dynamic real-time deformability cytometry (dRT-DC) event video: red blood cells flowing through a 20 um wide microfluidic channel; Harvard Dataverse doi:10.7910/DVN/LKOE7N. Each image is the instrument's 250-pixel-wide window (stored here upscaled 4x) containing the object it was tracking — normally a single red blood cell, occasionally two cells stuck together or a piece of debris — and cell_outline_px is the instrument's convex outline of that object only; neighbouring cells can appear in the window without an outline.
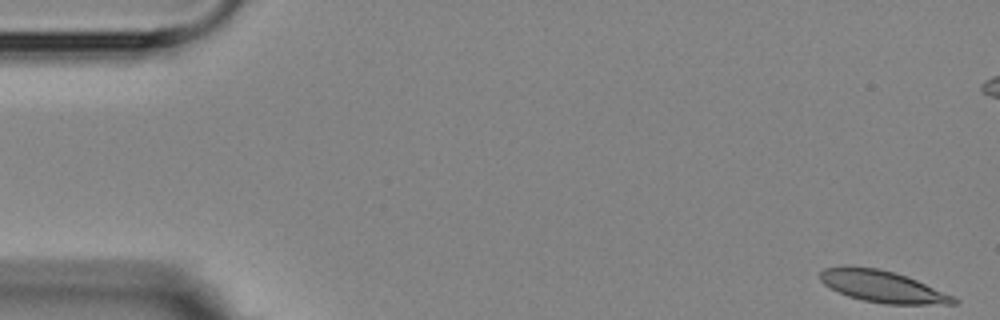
{"species": "Egyptian fruit bat (a non-hibernating species)", "species_latin": "Rousettus aegyptiacus", "temperature_condition": "room temperature", "stored_images_in_passage": 6, "camera_frame_rate_fps": 3000, "um_per_image_px": 0.085, "animal": {"sex": "female"}, "frame": {"image": 1, "passage_image": 1, "time_ms": 0.0, "image_size_px": [1000, 320], "cell_outline_px": [[960, 300], [956, 304], [884, 304], [864, 300], [848, 296], [824, 284], [820, 280], [820, 272], [824, 268], [876, 268], [892, 272], [916, 280], [952, 296]], "centroid_in_image_um": [75.04, 24.39], "position_along_channel_um": 10.0, "area_um2": 23.7}}
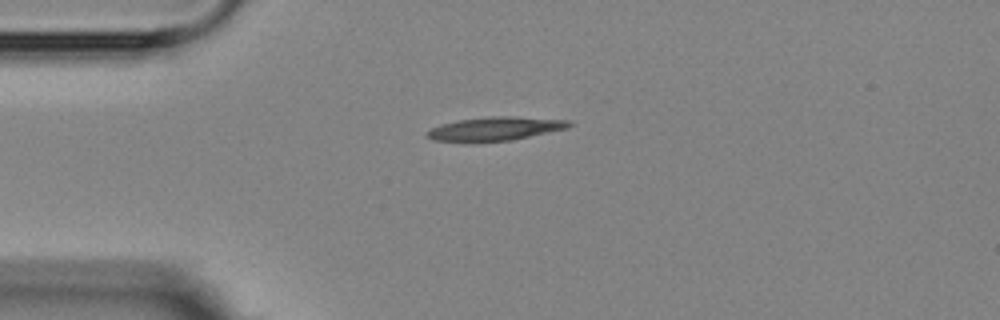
{"frame": {"image": 2, "passage_image": 6, "time_ms": 6.0, "image_size_px": [1000, 320], "cell_outline_px": [[572, 124], [568, 128], [512, 140], [476, 144], [432, 140], [424, 136], [424, 132], [440, 124], [460, 120], [492, 116], [512, 116], [568, 120]], "centroid_in_image_um": [41.99, 10.98], "position_along_channel_um": 43.0, "area_um2": 20.17}}